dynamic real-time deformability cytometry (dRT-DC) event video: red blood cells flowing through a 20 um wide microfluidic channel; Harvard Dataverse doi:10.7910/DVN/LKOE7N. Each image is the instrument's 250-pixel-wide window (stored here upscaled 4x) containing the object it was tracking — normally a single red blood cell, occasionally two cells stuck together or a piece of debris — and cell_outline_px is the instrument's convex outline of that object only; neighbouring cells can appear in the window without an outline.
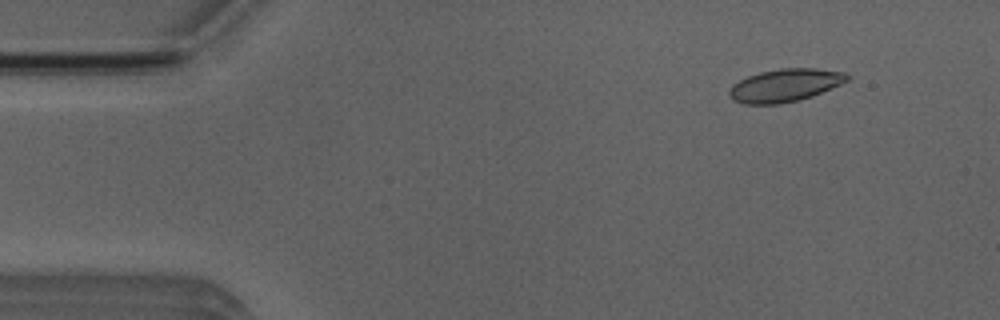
{"species": "Egyptian fruit bat (a non-hibernating species)", "species_latin": "Rousettus aegyptiacus", "temperature_condition": "room temperature", "stored_images_in_passage": 6, "camera_frame_rate_fps": 3000, "um_per_image_px": 0.085, "animal": {"sex": "male"}, "frame": {"image": 1, "passage_image": 1, "time_ms": 0.0, "image_size_px": [1000, 320], "cell_outline_px": [[848, 80], [840, 84], [812, 96], [800, 100], [776, 104], [744, 104], [732, 100], [728, 96], [728, 92], [732, 84], [748, 76], [760, 72], [780, 68], [816, 68], [844, 72], [848, 76]], "centroid_in_image_um": [66.68, 7.25], "position_along_channel_um": 18.3, "area_um2": 22.54}}